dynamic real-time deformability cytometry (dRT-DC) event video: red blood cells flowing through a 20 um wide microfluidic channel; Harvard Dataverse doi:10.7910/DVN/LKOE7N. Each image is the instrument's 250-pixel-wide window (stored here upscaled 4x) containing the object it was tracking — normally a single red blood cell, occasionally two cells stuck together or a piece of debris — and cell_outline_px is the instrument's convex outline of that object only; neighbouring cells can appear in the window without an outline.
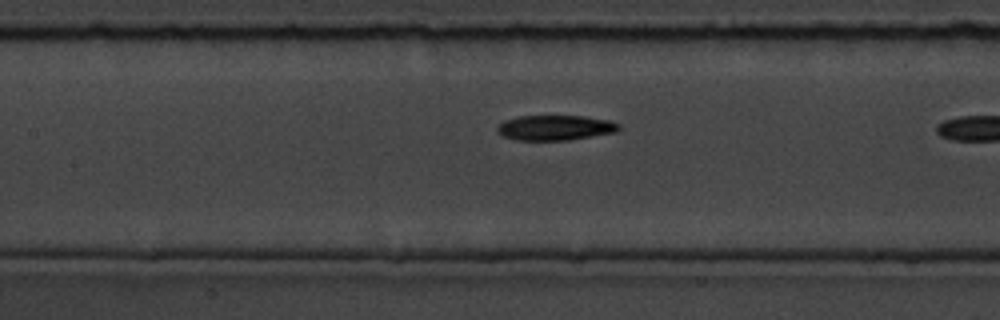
{"species": "common noctule bat (a hibernating species)", "species_latin": "Nyctalus noctula", "temperature_condition": "room temperature", "stored_images_in_passage": 5, "segment_of_instrument_passage": [2, 2], "camera_frame_rate_fps": 3000, "um_per_image_px": 0.085, "animal": {"sex": "male", "body_mass_g": 19.5, "forearm_length_mm": 54.6}, "frame": {"image": 1, "passage_image": 5, "time_ms": 1.333, "image_size_px": [1000, 320], "cell_outline_px": [[620, 128], [616, 132], [568, 140], [516, 140], [500, 136], [496, 132], [496, 128], [504, 120], [516, 116], [584, 116], [608, 120], [620, 124]], "centroid_in_image_um": [47.14, 10.86], "position_along_channel_um": 160.3, "area_um2": 17.92}}